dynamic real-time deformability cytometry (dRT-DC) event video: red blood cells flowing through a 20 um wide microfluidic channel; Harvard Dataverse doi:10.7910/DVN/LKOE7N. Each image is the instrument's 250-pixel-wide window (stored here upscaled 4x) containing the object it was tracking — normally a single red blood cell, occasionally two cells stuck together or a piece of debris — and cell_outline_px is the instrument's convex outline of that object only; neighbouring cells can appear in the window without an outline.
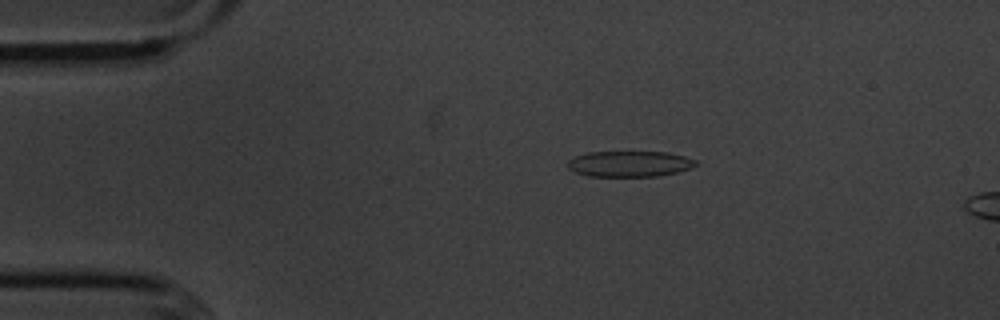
{"species": "common noctule bat (a hibernating species)", "species_latin": "Nyctalus noctula", "temperature_condition": "cold", "stored_images_in_passage": 5, "camera_frame_rate_fps": 3000, "um_per_image_px": 0.085, "animal": {"sex": "male", "body_mass_g": 20.1, "forearm_length_mm": 53.5}, "frame": {"image": 1, "passage_image": 3, "time_ms": 2.333, "image_size_px": [1000, 320], "cell_outline_px": [[696, 164], [692, 168], [676, 172], [656, 176], [588, 176], [576, 172], [568, 168], [568, 160], [576, 156], [588, 152], [668, 152], [684, 156], [696, 160]], "centroid_in_image_um": [53.51, 13.92], "position_along_channel_um": 31.5, "area_um2": 19.13}}